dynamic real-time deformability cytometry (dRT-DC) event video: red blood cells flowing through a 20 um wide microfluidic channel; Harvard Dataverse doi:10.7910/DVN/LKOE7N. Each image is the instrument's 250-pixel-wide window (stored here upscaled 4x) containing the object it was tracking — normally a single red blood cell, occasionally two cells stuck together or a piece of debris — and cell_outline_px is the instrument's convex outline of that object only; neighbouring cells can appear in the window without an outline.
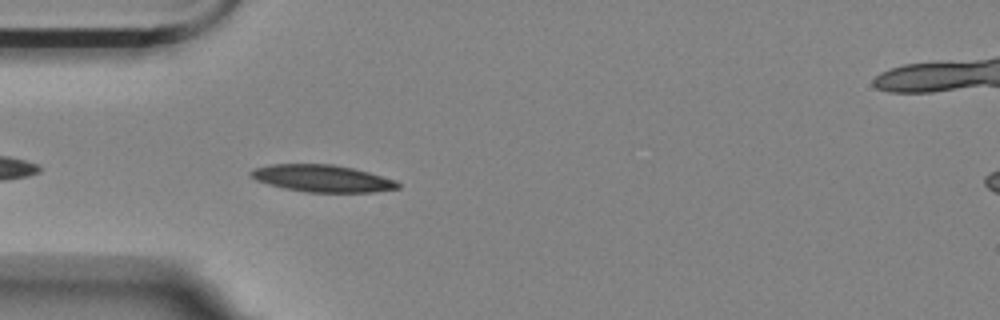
{"species": "Egyptian fruit bat (a non-hibernating species)", "species_latin": "Rousettus aegyptiacus", "temperature_condition": "room temperature", "stored_images_in_passage": 27, "camera_frame_rate_fps": 3000, "um_per_image_px": 0.085, "animal": {"sex": "female"}, "frame": {"image": 1, "passage_image": 3, "time_ms": 0.667, "image_size_px": [1000, 320], "cell_outline_px": [[400, 188], [372, 192], [308, 192], [284, 188], [268, 184], [256, 180], [248, 176], [248, 172], [256, 168], [268, 164], [332, 164], [352, 168], [368, 172], [396, 180], [400, 184]], "centroid_in_image_um": [27.36, 15.16], "position_along_channel_um": 57.6, "area_um2": 23.18}}
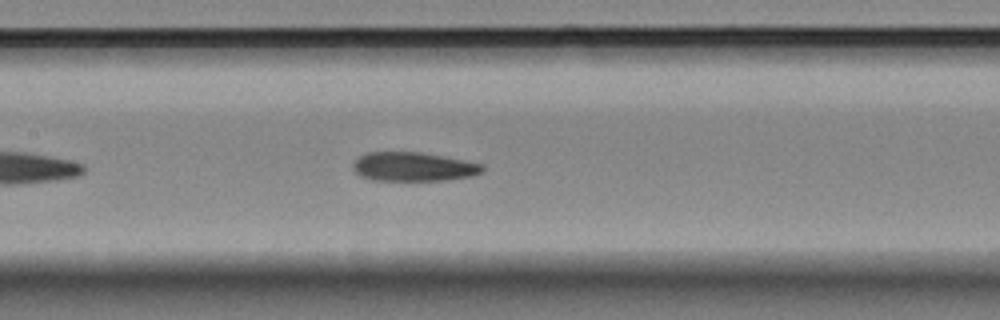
{"frame": {"image": 2, "passage_image": 13, "time_ms": 4.0, "image_size_px": [1000, 320], "cell_outline_px": [[484, 172], [472, 176], [448, 180], [372, 180], [360, 176], [352, 168], [352, 164], [360, 156], [368, 152], [420, 152], [484, 164]], "centroid_in_image_um": [35.15, 14.18], "position_along_channel_um": 172.3, "area_um2": 21.85}}
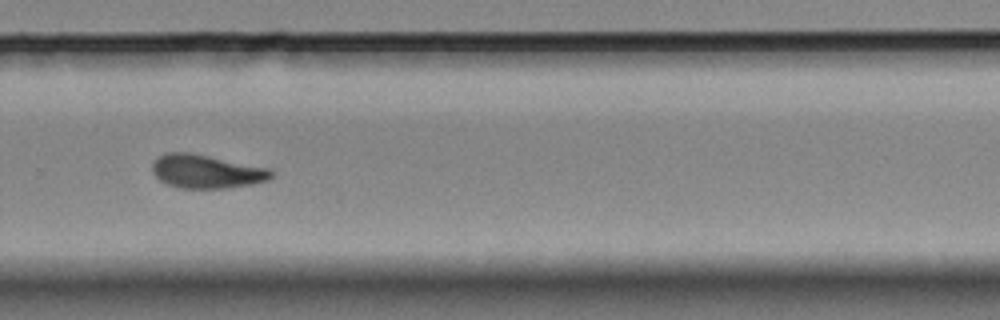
{"frame": {"image": 3, "passage_image": 25, "time_ms": 8.0, "image_size_px": [1000, 320], "cell_outline_px": [[272, 176], [268, 180], [252, 184], [224, 188], [180, 188], [168, 184], [160, 180], [152, 172], [152, 164], [164, 152], [188, 152], [272, 168]], "centroid_in_image_um": [17.56, 14.57], "position_along_channel_um": 312.2, "area_um2": 23.24}}